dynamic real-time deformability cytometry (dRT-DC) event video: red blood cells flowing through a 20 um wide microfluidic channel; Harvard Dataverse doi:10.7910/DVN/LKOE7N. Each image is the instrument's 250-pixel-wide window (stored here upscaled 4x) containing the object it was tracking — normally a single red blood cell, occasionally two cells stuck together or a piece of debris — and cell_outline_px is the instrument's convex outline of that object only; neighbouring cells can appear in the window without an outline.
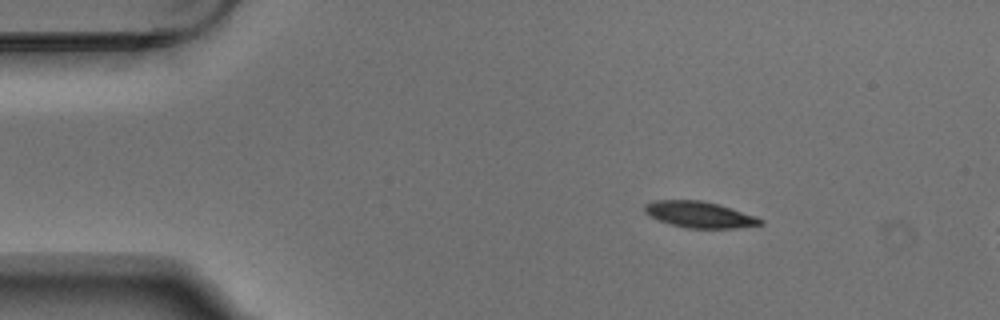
{"species": "Egyptian fruit bat (a non-hibernating species)", "species_latin": "Rousettus aegyptiacus", "temperature_condition": "warm", "stored_images_in_passage": 4, "camera_frame_rate_fps": 3000, "um_per_image_px": 0.085, "animal": {"sex": "male"}, "frame": {"image": 1, "passage_image": 1, "time_ms": 0.0, "image_size_px": [1000, 320], "cell_outline_px": [[764, 224], [736, 228], [688, 228], [672, 224], [648, 216], [644, 212], [644, 204], [652, 200], [700, 200], [720, 204], [756, 216], [764, 220]], "centroid_in_image_um": [59.46, 18.23], "position_along_channel_um": 25.5, "area_um2": 17.8}}
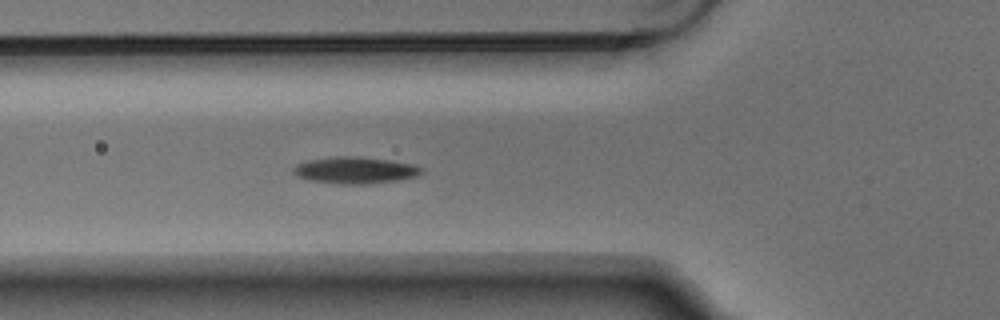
{"frame": {"image": 2, "passage_image": 4, "time_ms": 1.0, "image_size_px": [1000, 320], "cell_outline_px": [[424, 172], [416, 176], [396, 180], [368, 184], [336, 184], [308, 180], [292, 172], [292, 168], [296, 164], [308, 160], [328, 156], [360, 156], [388, 160], [412, 164], [424, 168]], "centroid_in_image_um": [30.16, 14.46], "position_along_channel_um": 95.6, "area_um2": 20.11}}